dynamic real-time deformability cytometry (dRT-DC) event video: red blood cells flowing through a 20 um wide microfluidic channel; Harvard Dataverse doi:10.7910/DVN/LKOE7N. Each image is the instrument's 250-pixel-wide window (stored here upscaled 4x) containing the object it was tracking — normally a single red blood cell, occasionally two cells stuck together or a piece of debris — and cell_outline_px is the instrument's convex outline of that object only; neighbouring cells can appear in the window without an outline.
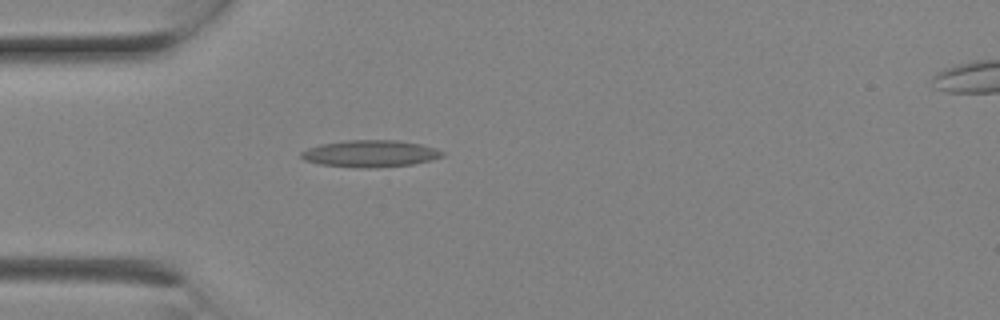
{"species": "Egyptian fruit bat (a non-hibernating species)", "species_latin": "Rousettus aegyptiacus", "temperature_condition": "room temperature", "stored_images_in_passage": 2, "camera_frame_rate_fps": 3000, "um_per_image_px": 0.085, "animal": {"sex": "female"}, "frame": {"image": 1, "passage_image": 1, "time_ms": 0.0, "image_size_px": [1000, 320], "cell_outline_px": [[444, 156], [432, 160], [412, 164], [376, 168], [360, 168], [320, 164], [304, 160], [300, 156], [300, 152], [308, 148], [320, 144], [344, 140], [400, 140], [420, 144], [436, 148], [444, 152]], "centroid_in_image_um": [31.48, 13.05], "position_along_channel_um": 53.5, "area_um2": 22.31}}